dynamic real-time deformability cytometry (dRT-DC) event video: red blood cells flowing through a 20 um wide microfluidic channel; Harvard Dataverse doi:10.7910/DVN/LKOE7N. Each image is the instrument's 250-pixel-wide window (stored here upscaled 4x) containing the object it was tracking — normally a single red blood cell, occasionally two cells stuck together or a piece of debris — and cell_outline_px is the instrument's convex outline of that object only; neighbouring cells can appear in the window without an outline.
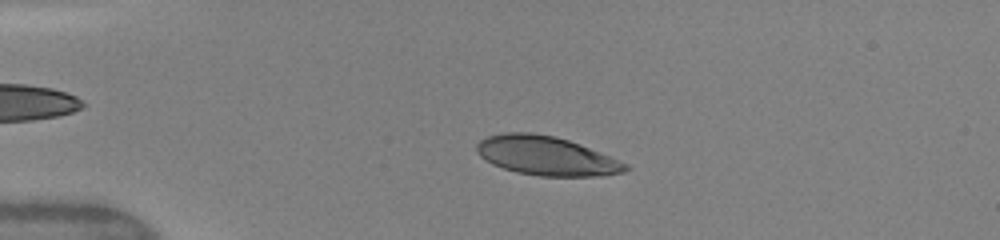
{"species": "human", "species_latin": "Homo sapiens", "temperature_condition": "warm", "stored_images_in_passage": 13, "camera_frame_rate_fps": 3000, "um_per_image_px": 0.085, "donor": {"sex": "female"}, "frame": {"image": 1, "passage_image": 10, "time_ms": 3.333, "image_size_px": [1000, 240], "cell_outline_px": [[632, 168], [624, 172], [604, 176], [540, 176], [516, 172], [492, 164], [480, 156], [476, 152], [476, 144], [480, 140], [488, 136], [504, 132], [532, 132], [556, 136], [580, 144], [628, 164]], "centroid_in_image_um": [46.44, 13.24], "position_along_channel_um": 38.6, "area_um2": 33.99}}